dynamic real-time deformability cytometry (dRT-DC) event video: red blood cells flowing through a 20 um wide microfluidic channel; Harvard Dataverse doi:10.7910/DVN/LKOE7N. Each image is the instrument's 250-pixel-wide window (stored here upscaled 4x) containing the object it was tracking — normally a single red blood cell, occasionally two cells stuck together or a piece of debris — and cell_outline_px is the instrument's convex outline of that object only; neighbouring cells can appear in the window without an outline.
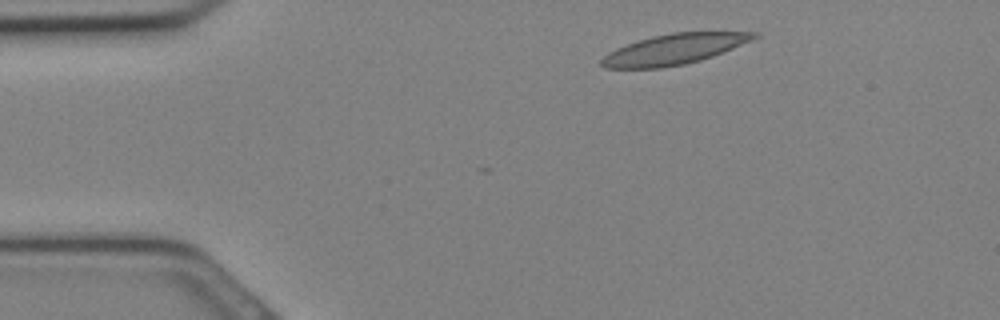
{"species": "Egyptian fruit bat (a non-hibernating species)", "species_latin": "Rousettus aegyptiacus", "temperature_condition": "cold", "stored_images_in_passage": 5, "camera_frame_rate_fps": 3000, "um_per_image_px": 0.085, "animal": {"sex": "female"}, "frame": {"image": 1, "passage_image": 1, "time_ms": 0.0, "image_size_px": [1000, 320], "cell_outline_px": [[760, 36], [752, 40], [712, 56], [700, 60], [684, 64], [660, 68], [604, 68], [600, 64], [600, 60], [608, 52], [616, 48], [652, 36], [672, 32], [756, 32]], "centroid_in_image_um": [57.27, 4.18], "position_along_channel_um": 27.7, "area_um2": 26.76}}